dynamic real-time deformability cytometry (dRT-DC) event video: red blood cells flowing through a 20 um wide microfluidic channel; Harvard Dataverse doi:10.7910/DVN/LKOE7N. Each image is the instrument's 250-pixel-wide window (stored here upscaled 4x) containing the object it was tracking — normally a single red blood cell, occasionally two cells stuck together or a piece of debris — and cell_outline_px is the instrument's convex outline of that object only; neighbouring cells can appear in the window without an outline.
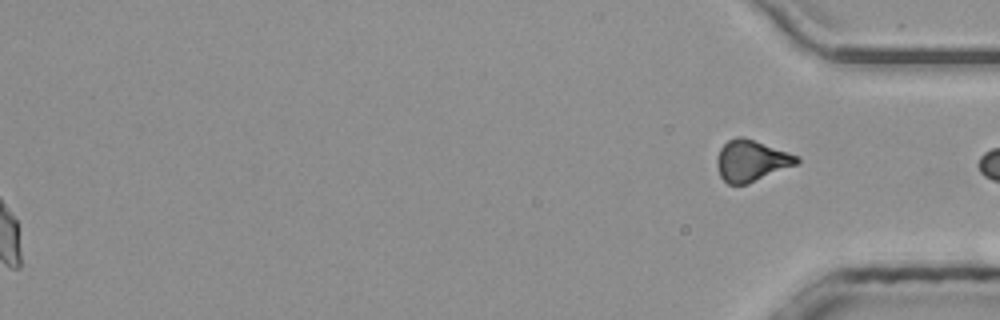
{"species": "common noctule bat (a hibernating species)", "species_latin": "Nyctalus noctula", "temperature_condition": "room temperature", "stored_images_in_passage": 52, "segment_of_instrument_passage": [2, 2], "camera_frame_rate_fps": 3000, "um_per_image_px": 0.085, "animal": {"sex": "male", "body_mass_g": 20.4}, "frame": {"image": 1, "passage_image": 52, "time_ms": 17.0, "image_size_px": [1000, 320], "cell_outline_px": [[800, 164], [748, 184], [728, 184], [720, 176], [716, 164], [716, 160], [720, 148], [728, 140], [736, 136], [744, 136], [800, 156]], "centroid_in_image_um": [63.9, 13.66], "position_along_channel_um": 371.3, "area_um2": 19.59}}